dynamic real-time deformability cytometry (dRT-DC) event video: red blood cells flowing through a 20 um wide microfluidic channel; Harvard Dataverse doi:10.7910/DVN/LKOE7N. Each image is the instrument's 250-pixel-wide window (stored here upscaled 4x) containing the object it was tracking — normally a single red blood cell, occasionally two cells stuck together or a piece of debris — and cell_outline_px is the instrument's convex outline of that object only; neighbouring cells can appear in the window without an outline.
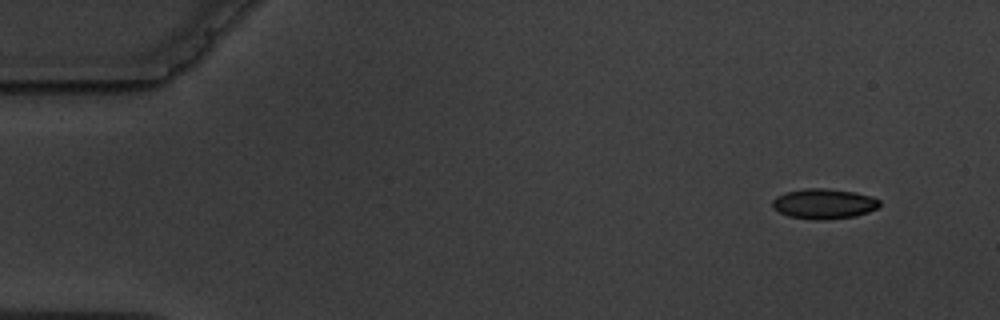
{"species": "common noctule bat (a hibernating species)", "species_latin": "Nyctalus noctula", "temperature_condition": "warm", "stored_images_in_passage": 8, "camera_frame_rate_fps": 3000, "um_per_image_px": 0.085, "animal": {"sex": "male", "body_mass_g": 19.5, "forearm_length_mm": 54.6}, "frame": {"image": 1, "passage_image": 1, "time_ms": 0.0, "image_size_px": [1000, 320], "cell_outline_px": [[880, 204], [876, 208], [868, 212], [856, 216], [824, 220], [812, 220], [788, 216], [772, 208], [772, 200], [776, 196], [784, 192], [804, 188], [824, 188], [856, 192], [872, 196], [880, 200]], "centroid_in_image_um": [70.01, 17.32], "position_along_channel_um": 15.0, "area_um2": 19.07}}
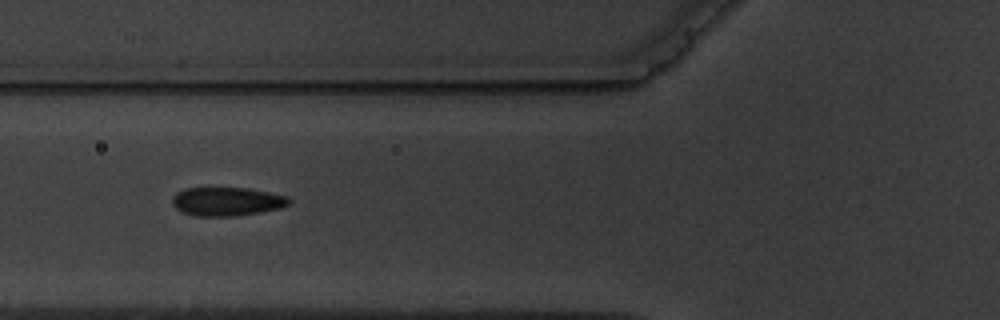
{"frame": {"image": 2, "passage_image": 6, "time_ms": 5.667, "image_size_px": [1000, 320], "cell_outline_px": [[292, 204], [280, 208], [260, 212], [236, 216], [196, 216], [180, 212], [172, 204], [172, 196], [176, 192], [184, 188], [248, 188], [288, 196], [292, 200]], "centroid_in_image_um": [19.29, 17.13], "position_along_channel_um": 106.5, "area_um2": 19.77}}
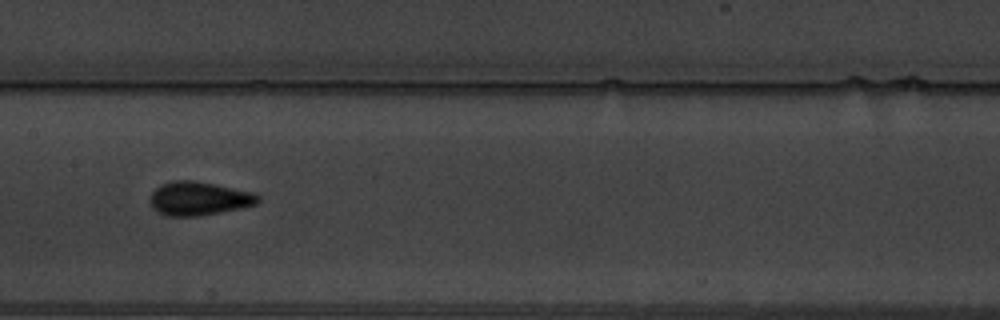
{"frame": {"image": 3, "passage_image": 8, "time_ms": 8.0, "image_size_px": [1000, 320], "cell_outline_px": [[260, 200], [256, 204], [240, 208], [196, 216], [168, 216], [152, 208], [148, 196], [160, 184], [172, 180], [192, 180], [216, 184], [256, 192], [260, 196]], "centroid_in_image_um": [16.9, 16.85], "position_along_channel_um": 190.5, "area_um2": 21.33}}